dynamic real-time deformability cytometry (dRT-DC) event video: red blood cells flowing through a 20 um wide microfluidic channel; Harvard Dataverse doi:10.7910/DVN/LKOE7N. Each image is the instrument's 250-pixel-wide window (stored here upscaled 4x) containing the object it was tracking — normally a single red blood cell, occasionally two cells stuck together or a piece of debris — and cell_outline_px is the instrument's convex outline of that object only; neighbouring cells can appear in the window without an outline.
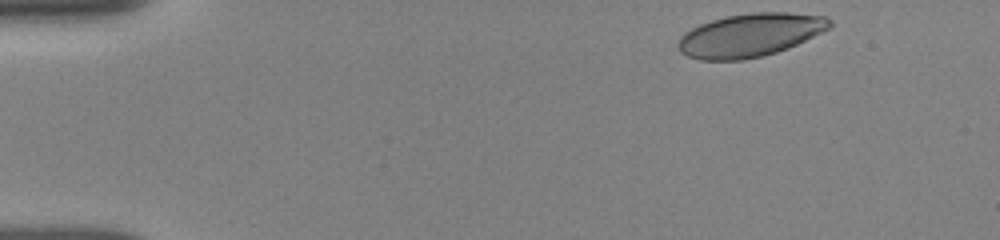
{"species": "human", "species_latin": "Homo sapiens", "temperature_condition": "room temperature", "stored_images_in_passage": 33, "camera_frame_rate_fps": 3000, "um_per_image_px": 0.085, "donor": {"sex": "female"}, "frame": {"image": 1, "passage_image": 1, "time_ms": 0.0, "image_size_px": [1000, 240], "cell_outline_px": [[832, 28], [788, 48], [764, 56], [744, 60], [700, 60], [688, 56], [680, 52], [676, 48], [676, 44], [680, 36], [684, 32], [700, 24], [712, 20], [728, 16], [752, 12], [788, 12], [828, 16], [832, 20]], "centroid_in_image_um": [63.77, 2.98], "position_along_channel_um": 21.2, "area_um2": 38.67}}
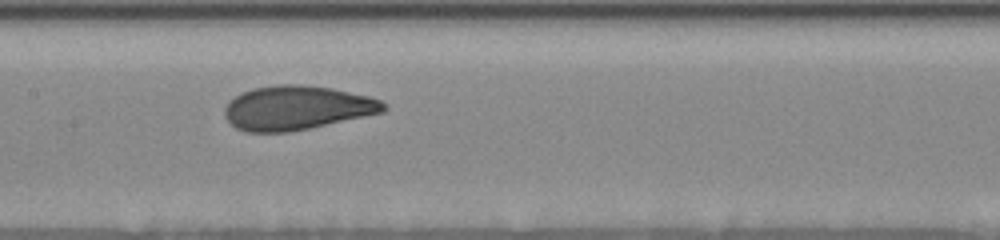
{"frame": {"image": 2, "passage_image": 18, "time_ms": 6.667, "image_size_px": [1000, 240], "cell_outline_px": [[388, 108], [384, 112], [308, 128], [288, 132], [244, 132], [236, 128], [224, 116], [224, 108], [228, 100], [252, 88], [276, 84], [300, 84], [332, 88], [368, 96], [380, 100], [388, 104]], "centroid_in_image_um": [25.22, 9.16], "position_along_channel_um": 182.2, "area_um2": 40.92}}
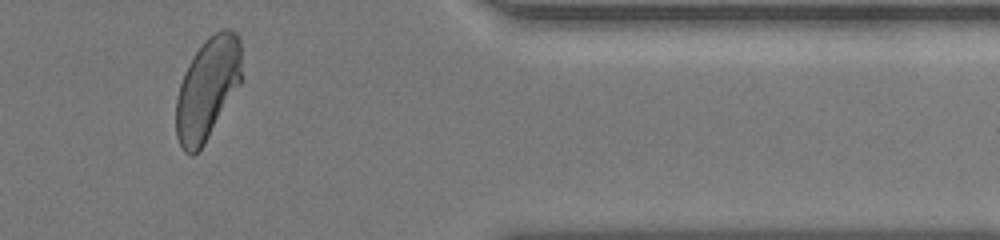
{"frame": {"image": 3, "passage_image": 31, "time_ms": 12.667, "image_size_px": [1000, 240], "cell_outline_px": [[240, 84], [204, 144], [192, 156], [184, 152], [176, 136], [176, 96], [184, 72], [188, 64], [204, 40], [208, 36], [224, 28], [228, 28], [236, 32], [240, 40]], "centroid_in_image_um": [17.61, 7.52], "position_along_channel_um": 393.8, "area_um2": 38.67}, "authors_computed_cell_mechanics": {"area_um2": 39.9398, "velocity_mm_per_s": 3.8589, "shape_relaxation_time_tau1_ms": 2.7652, "shape_relaxation_time_tau2_ms": 0.9194, "deformation_change_tau1": 0.1483, "deformation_change_tau2": 0.0683}}